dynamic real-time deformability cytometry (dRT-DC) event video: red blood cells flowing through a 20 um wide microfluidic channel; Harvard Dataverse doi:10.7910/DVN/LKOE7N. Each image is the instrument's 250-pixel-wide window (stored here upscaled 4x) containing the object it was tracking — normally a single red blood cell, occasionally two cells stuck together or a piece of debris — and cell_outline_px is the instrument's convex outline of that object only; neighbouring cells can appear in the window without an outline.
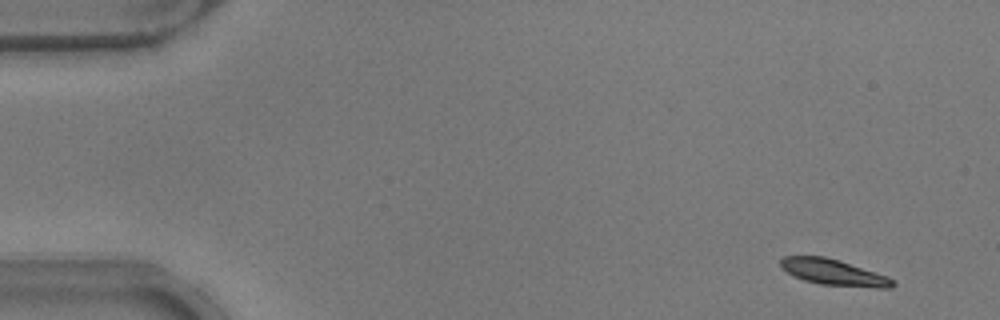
{"species": "common noctule bat (a hibernating species)", "species_latin": "Nyctalus noctula", "temperature_condition": "warm", "stored_images_in_passage": 18, "camera_frame_rate_fps": 3000, "um_per_image_px": 0.085, "animal": {"sex": "male", "body_mass_g": 17.9}, "frame": {"image": 1, "passage_image": 1, "time_ms": 0.0, "image_size_px": [1000, 320], "cell_outline_px": [[896, 284], [892, 288], [876, 288], [820, 284], [804, 280], [788, 272], [780, 264], [780, 260], [784, 256], [824, 256], [840, 260], [888, 276]], "centroid_in_image_um": [70.91, 23.15], "position_along_channel_um": 14.1, "area_um2": 16.88}}
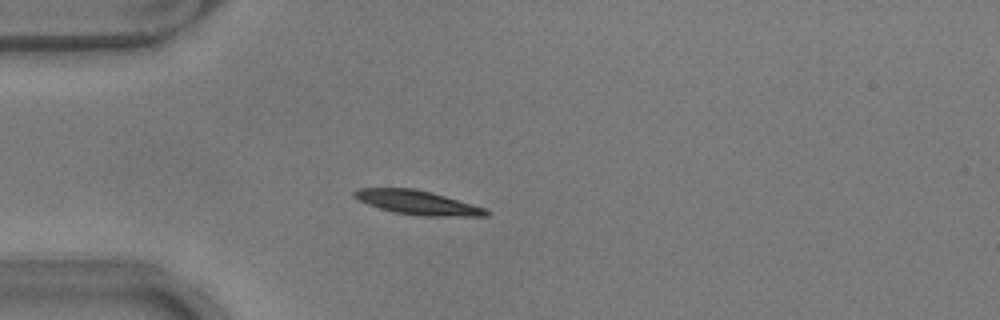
{"frame": {"image": 2, "passage_image": 12, "time_ms": 3.667, "image_size_px": [1000, 320], "cell_outline_px": [[488, 216], [424, 216], [396, 212], [380, 208], [368, 204], [352, 196], [352, 192], [356, 188], [416, 188], [432, 192], [472, 204], [484, 208], [488, 212]], "centroid_in_image_um": [35.45, 17.2], "position_along_channel_um": 49.5, "area_um2": 18.32}}
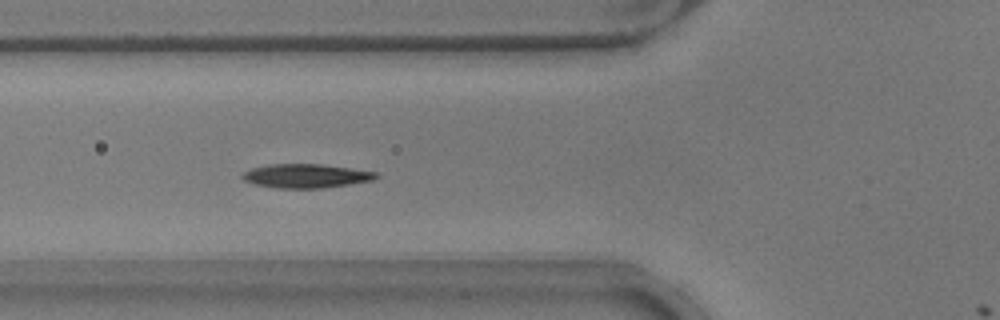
{"frame": {"image": 3, "passage_image": 17, "time_ms": 5.333, "image_size_px": [1000, 320], "cell_outline_px": [[380, 176], [372, 180], [348, 184], [320, 188], [276, 188], [256, 184], [244, 180], [240, 176], [244, 172], [252, 168], [268, 164], [320, 164], [376, 172]], "centroid_in_image_um": [25.97, 14.95], "position_along_channel_um": 99.8, "area_um2": 18.38}}